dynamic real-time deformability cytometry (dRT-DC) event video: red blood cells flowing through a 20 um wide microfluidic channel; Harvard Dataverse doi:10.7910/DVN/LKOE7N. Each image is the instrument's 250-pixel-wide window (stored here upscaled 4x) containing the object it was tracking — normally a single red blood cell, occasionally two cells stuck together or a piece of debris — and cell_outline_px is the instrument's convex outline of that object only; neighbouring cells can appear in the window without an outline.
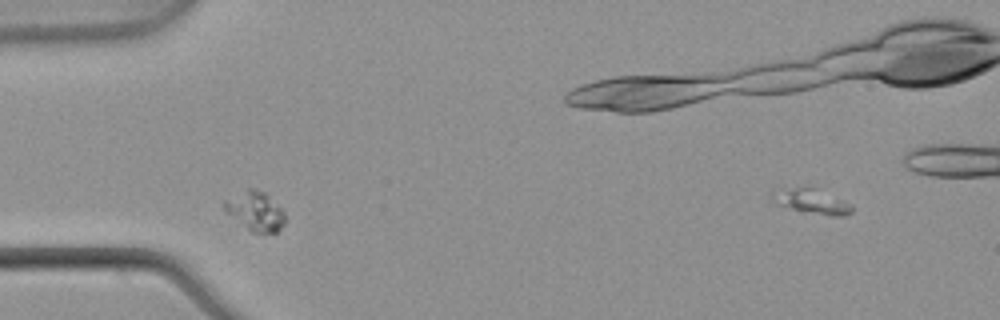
{"species": "common noctule bat (a hibernating species)", "species_latin": "Nyctalus noctula", "temperature_condition": "warm", "stored_images_in_passage": 5, "camera_frame_rate_fps": 3000, "um_per_image_px": 0.085, "animal": {"sex": "male", "body_mass_g": 21.5, "forearm_length_mm": 52.0}, "frame": {"image": 1, "passage_image": 1, "time_ms": 0.0, "image_size_px": [1000, 320], "cell_outline_px": [[852, 212], [844, 216], [832, 216], [804, 212], [776, 204], [772, 196], [772, 192], [780, 188], [812, 188], [852, 204]], "centroid_in_image_um": [68.98, 17.14], "position_along_channel_um": 16.0, "area_um2": 11.16}}